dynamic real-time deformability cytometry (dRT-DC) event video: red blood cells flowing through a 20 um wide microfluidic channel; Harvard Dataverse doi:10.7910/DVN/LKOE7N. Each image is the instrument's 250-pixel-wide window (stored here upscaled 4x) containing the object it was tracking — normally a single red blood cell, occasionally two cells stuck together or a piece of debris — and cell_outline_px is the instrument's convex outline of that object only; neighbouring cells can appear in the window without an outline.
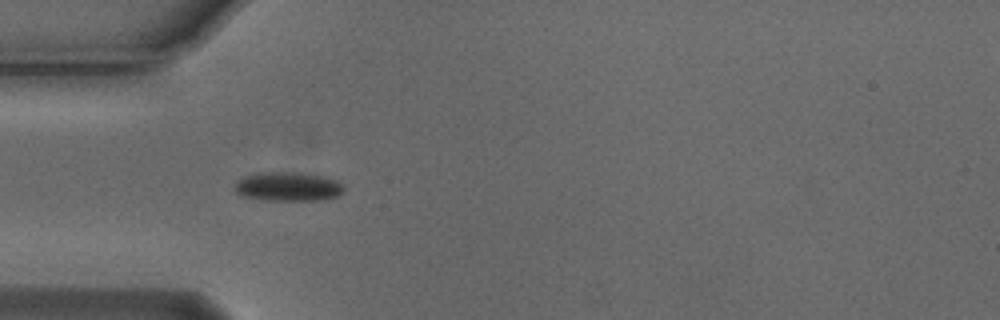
{"species": "Egyptian fruit bat (a non-hibernating species)", "species_latin": "Rousettus aegyptiacus", "temperature_condition": "cold", "stored_images_in_passage": 5, "camera_frame_rate_fps": 3000, "um_per_image_px": 0.085, "animal": {"sex": "male"}, "frame": {"image": 1, "passage_image": 4, "time_ms": 1.0, "image_size_px": [1000, 320], "cell_outline_px": [[344, 192], [336, 196], [324, 200], [264, 200], [240, 196], [236, 192], [236, 184], [244, 176], [260, 172], [300, 172], [324, 176], [336, 180], [344, 188]], "centroid_in_image_um": [24.5, 15.86], "position_along_channel_um": 60.5, "area_um2": 18.55}}
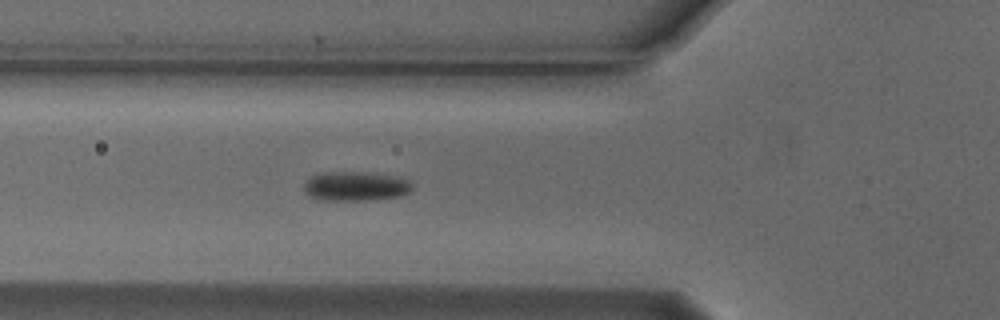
{"frame": {"image": 2, "passage_image": 5, "time_ms": 1.333, "image_size_px": [1000, 320], "cell_outline_px": [[412, 188], [408, 192], [400, 196], [376, 200], [324, 200], [308, 196], [304, 192], [304, 184], [312, 176], [328, 172], [352, 172], [392, 176], [408, 180], [412, 184]], "centroid_in_image_um": [30.21, 15.85], "position_along_channel_um": 95.6, "area_um2": 18.21}}